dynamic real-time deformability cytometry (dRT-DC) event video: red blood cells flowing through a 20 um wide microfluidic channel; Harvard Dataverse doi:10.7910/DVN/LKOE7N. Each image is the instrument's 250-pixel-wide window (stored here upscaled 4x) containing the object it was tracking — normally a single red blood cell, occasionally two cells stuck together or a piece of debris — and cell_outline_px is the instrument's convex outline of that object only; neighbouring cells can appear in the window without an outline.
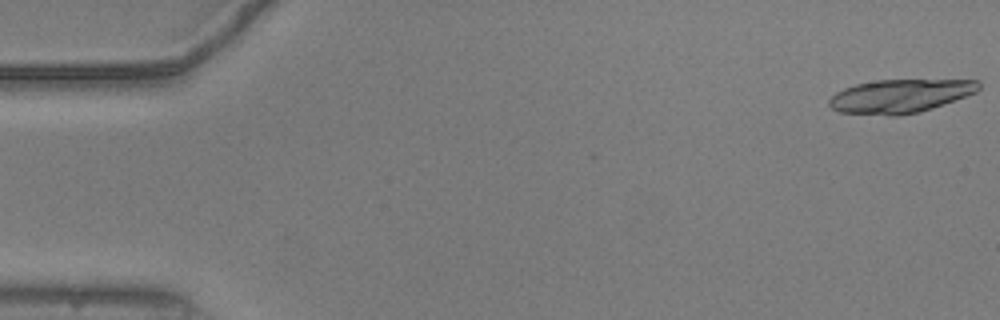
{"species": "common noctule bat (a hibernating species)", "species_latin": "Nyctalus noctula", "temperature_condition": "warm", "stored_images_in_passage": 54, "segment_of_instrument_passage": [1, 2], "camera_frame_rate_fps": 3000, "um_per_image_px": 0.085, "animal": {"sex": "male", "body_mass_g": 20.5, "forearm_length_mm": 52.5}, "frame": {"image": 1, "passage_image": 1, "time_ms": 0.0, "image_size_px": [1000, 320], "cell_outline_px": [[980, 88], [976, 92], [932, 108], [920, 112], [896, 116], [888, 116], [840, 112], [832, 108], [828, 104], [828, 100], [836, 92], [844, 88], [856, 84], [876, 80], [980, 80]], "centroid_in_image_um": [76.49, 8.17], "position_along_channel_um": 8.5, "area_um2": 29.19}}